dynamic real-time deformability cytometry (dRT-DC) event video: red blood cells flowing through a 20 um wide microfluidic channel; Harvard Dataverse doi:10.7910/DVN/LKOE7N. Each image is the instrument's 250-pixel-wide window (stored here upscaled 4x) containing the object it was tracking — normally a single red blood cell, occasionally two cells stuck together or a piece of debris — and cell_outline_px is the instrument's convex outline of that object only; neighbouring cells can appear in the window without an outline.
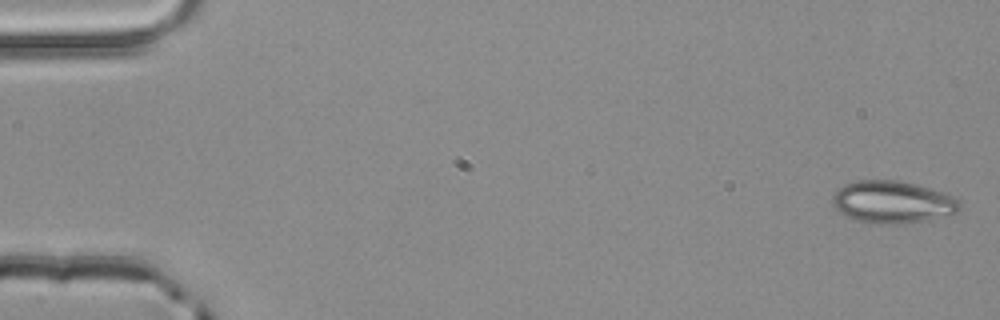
{"species": "common noctule bat (a hibernating species)", "species_latin": "Nyctalus noctula", "temperature_condition": "room temperature", "stored_images_in_passage": 4, "camera_frame_rate_fps": 3000, "um_per_image_px": 0.085, "animal": {"sex": "male", "body_mass_g": 20.4}, "frame": {"image": 1, "passage_image": 1, "time_ms": 0.0, "image_size_px": [1000, 320], "cell_outline_px": [[960, 212], [924, 220], [900, 224], [872, 224], [856, 220], [840, 212], [832, 204], [832, 196], [844, 184], [856, 180], [896, 180], [916, 184], [952, 196], [960, 200]], "centroid_in_image_um": [75.85, 17.18], "position_along_channel_um": 9.2, "area_um2": 31.21}}